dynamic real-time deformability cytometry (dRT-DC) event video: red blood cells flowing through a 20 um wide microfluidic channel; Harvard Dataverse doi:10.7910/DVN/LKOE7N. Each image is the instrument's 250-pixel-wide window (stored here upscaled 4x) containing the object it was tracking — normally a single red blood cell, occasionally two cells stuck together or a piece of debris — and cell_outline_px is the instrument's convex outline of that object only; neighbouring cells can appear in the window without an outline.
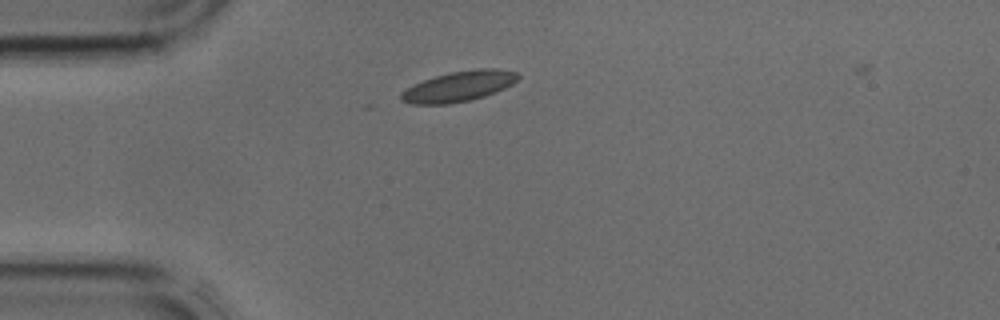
{"species": "common noctule bat (a hibernating species)", "species_latin": "Nyctalus noctula", "temperature_condition": "cold", "stored_images_in_passage": 37, "camera_frame_rate_fps": 3000, "um_per_image_px": 0.085, "animal": {"sex": "male", "body_mass_g": 17.9, "forearm_length_mm": 54.2}, "frame": {"image": 1, "passage_image": 5, "time_ms": 1.333, "image_size_px": [1000, 320], "cell_outline_px": [[520, 76], [512, 84], [496, 92], [484, 96], [468, 100], [448, 104], [408, 104], [400, 100], [400, 92], [424, 80], [436, 76], [452, 72], [476, 68], [496, 68], [516, 72]], "centroid_in_image_um": [39.0, 7.34], "position_along_channel_um": 46.0, "area_um2": 20.52}}
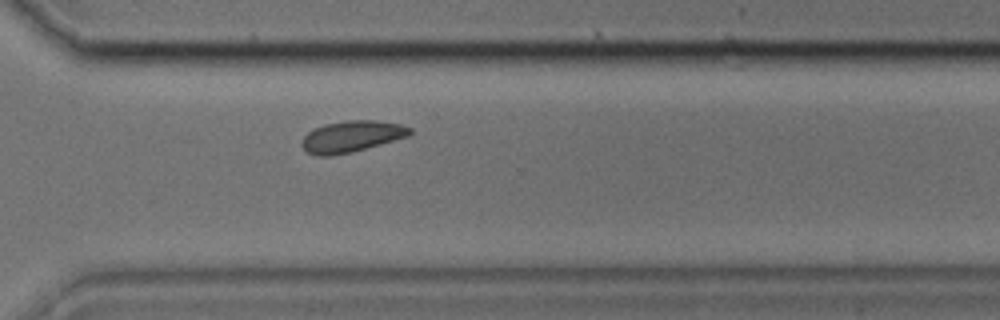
{"frame": {"image": 2, "passage_image": 25, "time_ms": 8.0, "image_size_px": [1000, 320], "cell_outline_px": [[412, 132], [408, 136], [352, 152], [332, 156], [316, 156], [308, 152], [300, 144], [300, 140], [308, 132], [324, 124], [344, 120], [376, 120], [400, 124], [412, 128]], "centroid_in_image_um": [29.86, 11.6], "position_along_channel_um": 340.7, "area_um2": 19.77}}
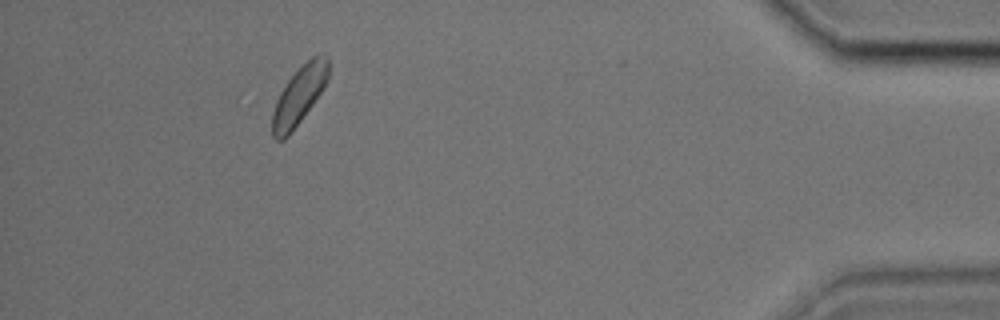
{"frame": {"image": 3, "passage_image": 33, "time_ms": 10.667, "image_size_px": [1000, 320], "cell_outline_px": [[328, 80], [312, 104], [288, 136], [284, 140], [276, 140], [272, 136], [272, 112], [276, 100], [280, 92], [288, 80], [312, 56], [320, 52], [324, 52], [328, 56]], "centroid_in_image_um": [25.42, 8.1], "position_along_channel_um": 409.8, "area_um2": 18.73}}